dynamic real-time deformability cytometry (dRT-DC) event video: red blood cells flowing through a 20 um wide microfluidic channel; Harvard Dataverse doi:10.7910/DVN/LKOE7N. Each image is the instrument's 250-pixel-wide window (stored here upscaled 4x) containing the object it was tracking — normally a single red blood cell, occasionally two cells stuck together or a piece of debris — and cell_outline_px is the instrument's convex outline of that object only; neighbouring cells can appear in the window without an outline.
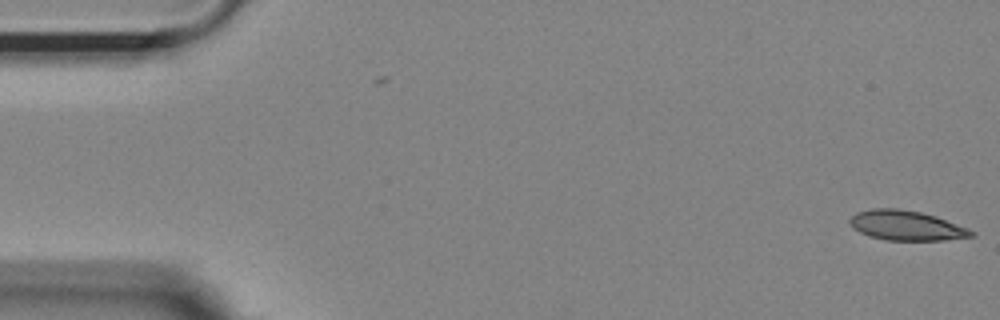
{"species": "Egyptian fruit bat (a non-hibernating species)", "species_latin": "Rousettus aegyptiacus", "temperature_condition": "room temperature", "stored_images_in_passage": 2, "camera_frame_rate_fps": 3000, "um_per_image_px": 0.085, "animal": {"sex": "female"}, "frame": {"image": 1, "passage_image": 2, "time_ms": 0.333, "image_size_px": [1000, 320], "cell_outline_px": [[976, 236], [944, 240], [884, 240], [868, 236], [860, 232], [848, 220], [856, 212], [872, 208], [896, 208], [920, 212], [936, 216], [968, 228], [976, 232]], "centroid_in_image_um": [77.07, 19.17], "position_along_channel_um": 7.9, "area_um2": 21.1}}